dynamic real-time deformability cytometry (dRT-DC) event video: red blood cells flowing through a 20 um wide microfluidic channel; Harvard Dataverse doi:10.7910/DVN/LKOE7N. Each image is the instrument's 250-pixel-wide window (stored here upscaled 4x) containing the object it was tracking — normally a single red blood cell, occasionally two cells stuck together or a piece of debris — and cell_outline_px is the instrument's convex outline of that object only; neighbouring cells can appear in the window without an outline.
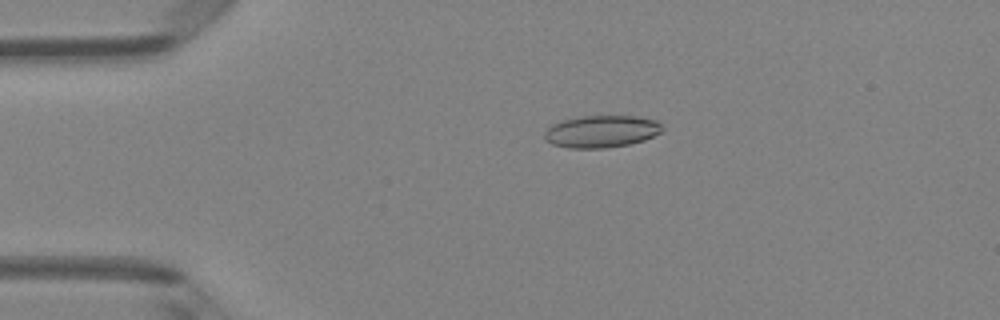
{"species": "Egyptian fruit bat (a non-hibernating species)", "species_latin": "Rousettus aegyptiacus", "temperature_condition": "room temperature", "stored_images_in_passage": 5, "camera_frame_rate_fps": 3000, "um_per_image_px": 0.085, "animal": {"sex": "female"}, "frame": {"image": 1, "passage_image": 4, "time_ms": 3.333, "image_size_px": [1000, 320], "cell_outline_px": [[664, 128], [660, 132], [644, 140], [628, 144], [604, 148], [568, 148], [552, 144], [544, 140], [544, 132], [552, 124], [564, 120], [580, 116], [636, 116], [656, 120]], "centroid_in_image_um": [51.09, 11.17], "position_along_channel_um": 33.9, "area_um2": 22.02}}